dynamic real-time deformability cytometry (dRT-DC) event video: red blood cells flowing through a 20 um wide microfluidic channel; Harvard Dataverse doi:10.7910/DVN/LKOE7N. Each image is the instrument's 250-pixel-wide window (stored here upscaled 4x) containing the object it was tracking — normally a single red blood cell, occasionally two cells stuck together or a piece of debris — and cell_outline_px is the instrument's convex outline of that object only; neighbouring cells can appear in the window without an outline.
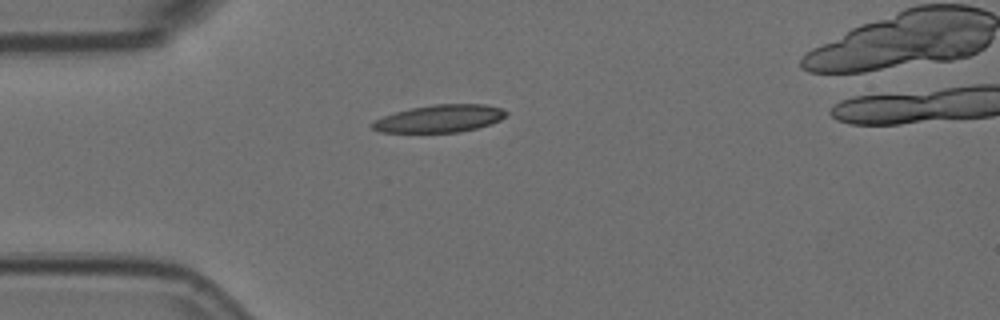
{"species": "Egyptian fruit bat (a non-hibernating species)", "species_latin": "Rousettus aegyptiacus", "temperature_condition": "room temperature", "stored_images_in_passage": 2, "camera_frame_rate_fps": 3000, "um_per_image_px": 0.085, "animal": {"sex": "female"}, "frame": {"image": 1, "passage_image": 2, "time_ms": 0.333, "image_size_px": [1000, 320], "cell_outline_px": [[508, 112], [500, 120], [492, 124], [460, 132], [380, 132], [372, 128], [372, 124], [376, 120], [384, 116], [396, 112], [412, 108], [436, 104], [484, 104], [500, 108]], "centroid_in_image_um": [37.41, 10.08], "position_along_channel_um": 47.6, "area_um2": 21.15}}